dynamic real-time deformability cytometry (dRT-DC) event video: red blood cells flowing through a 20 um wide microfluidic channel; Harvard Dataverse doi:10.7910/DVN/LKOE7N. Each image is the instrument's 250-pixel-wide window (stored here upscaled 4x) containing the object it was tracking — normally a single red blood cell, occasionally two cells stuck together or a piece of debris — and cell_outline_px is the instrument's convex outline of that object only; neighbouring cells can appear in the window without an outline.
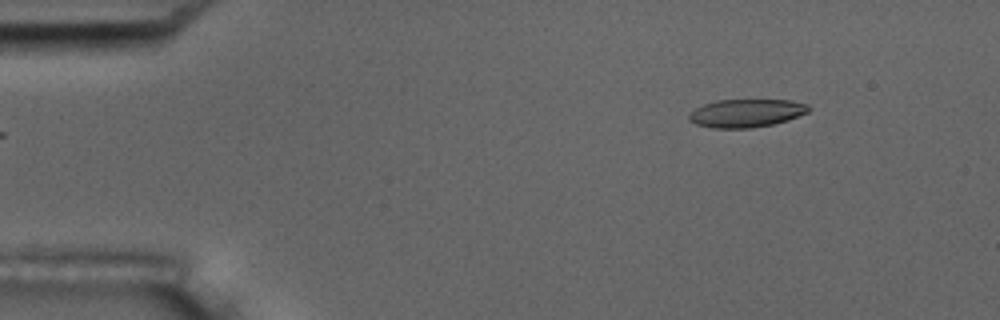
{"species": "common noctule bat (a hibernating species)", "species_latin": "Nyctalus noctula", "temperature_condition": "room temperature", "stored_images_in_passage": 3, "camera_frame_rate_fps": 3000, "um_per_image_px": 0.085, "animal": {"sex": "male", "body_mass_g": 17.5, "forearm_length_mm": 52.3}, "frame": {"image": 1, "passage_image": 3, "time_ms": 2.333, "image_size_px": [1000, 320], "cell_outline_px": [[812, 108], [808, 112], [788, 120], [772, 124], [752, 128], [712, 128], [696, 124], [688, 120], [688, 116], [696, 108], [704, 104], [716, 100], [792, 100], [808, 104]], "centroid_in_image_um": [63.46, 9.61], "position_along_channel_um": 21.5, "area_um2": 19.65}}